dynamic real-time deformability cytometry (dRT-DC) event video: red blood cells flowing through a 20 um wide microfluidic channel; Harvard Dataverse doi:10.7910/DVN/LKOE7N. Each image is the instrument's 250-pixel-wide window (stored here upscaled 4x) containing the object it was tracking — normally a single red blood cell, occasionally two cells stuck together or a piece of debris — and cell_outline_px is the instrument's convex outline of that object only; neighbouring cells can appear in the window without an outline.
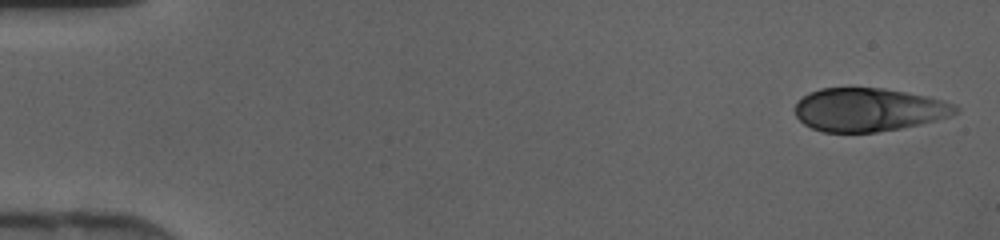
{"species": "human", "species_latin": "Homo sapiens", "temperature_condition": "cold", "stored_images_in_passage": 44, "camera_frame_rate_fps": 3000, "um_per_image_px": 0.085, "donor": {"sex": "female"}, "frame": {"image": 1, "passage_image": 1, "time_ms": 0.0, "image_size_px": [1000, 240], "cell_outline_px": [[960, 112], [952, 116], [920, 124], [900, 128], [876, 132], [824, 132], [812, 128], [804, 124], [796, 116], [796, 104], [808, 92], [820, 88], [884, 88], [944, 100], [956, 104], [960, 108]], "centroid_in_image_um": [73.87, 9.32], "position_along_channel_um": 11.1, "area_um2": 40.52}}
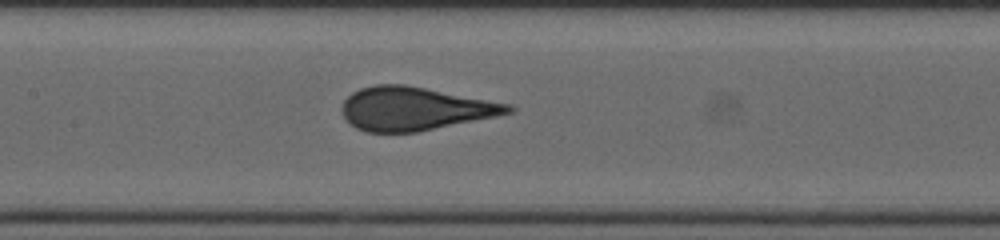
{"frame": {"image": 2, "passage_image": 21, "time_ms": 6.667, "image_size_px": [1000, 240], "cell_outline_px": [[516, 112], [416, 132], [368, 132], [356, 128], [344, 116], [340, 108], [344, 100], [352, 92], [360, 88], [376, 84], [404, 84], [512, 104], [516, 108]], "centroid_in_image_um": [35.27, 9.23], "position_along_channel_um": 172.1, "area_um2": 41.91}}
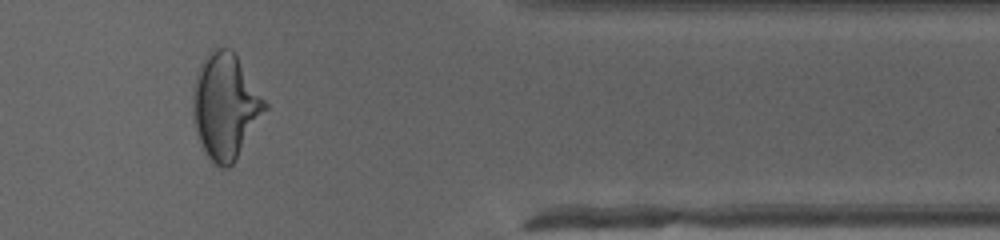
{"frame": {"image": 3, "passage_image": 37, "time_ms": 12.0, "image_size_px": [1000, 240], "cell_outline_px": [[268, 108], [236, 160], [228, 168], [220, 168], [208, 156], [200, 144], [196, 132], [192, 116], [192, 88], [200, 64], [204, 56], [208, 52], [216, 48], [232, 48], [268, 104]], "centroid_in_image_um": [19.15, 9.02], "position_along_channel_um": 392.3, "area_um2": 44.56}}